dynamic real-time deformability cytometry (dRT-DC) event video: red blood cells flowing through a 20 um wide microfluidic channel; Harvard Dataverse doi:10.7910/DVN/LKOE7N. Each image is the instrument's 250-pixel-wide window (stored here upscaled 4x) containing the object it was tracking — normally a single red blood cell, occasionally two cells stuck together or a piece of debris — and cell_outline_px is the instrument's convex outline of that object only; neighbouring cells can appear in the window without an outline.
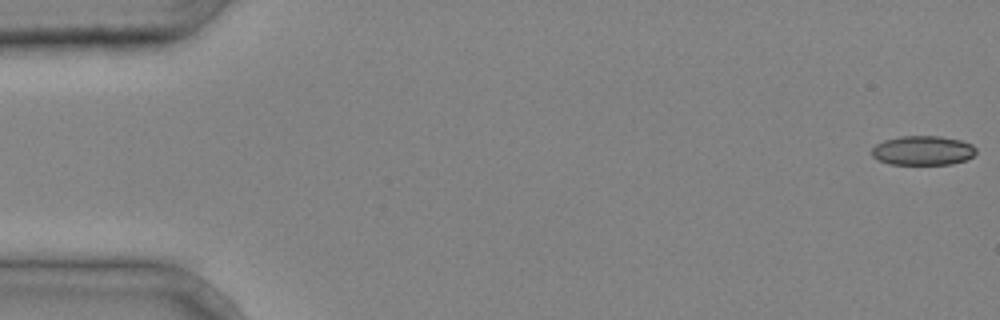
{"species": "common noctule bat (a hibernating species)", "species_latin": "Nyctalus noctula", "temperature_condition": "cold", "stored_images_in_passage": 41, "camera_frame_rate_fps": 3000, "um_per_image_px": 0.085, "animal": {"sex": "male", "body_mass_g": 20.4}, "frame": {"image": 1, "passage_image": 1, "time_ms": 0.0, "image_size_px": [1000, 320], "cell_outline_px": [[976, 152], [972, 156], [964, 160], [952, 164], [888, 164], [876, 160], [872, 156], [872, 148], [876, 144], [884, 140], [900, 136], [940, 136], [960, 140], [972, 144], [976, 148]], "centroid_in_image_um": [78.41, 12.79], "position_along_channel_um": 6.6, "area_um2": 17.92}}
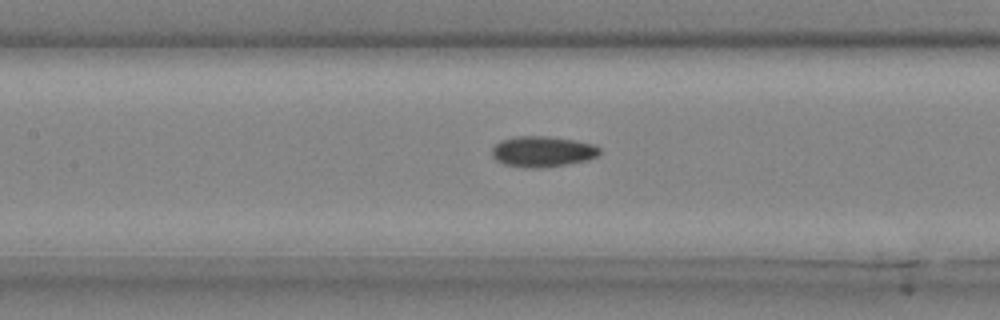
{"frame": {"image": 2, "passage_image": 20, "time_ms": 6.333, "image_size_px": [1000, 320], "cell_outline_px": [[600, 152], [596, 156], [588, 160], [540, 168], [528, 168], [504, 164], [496, 160], [492, 156], [492, 148], [500, 140], [516, 136], [544, 136], [572, 140], [596, 144], [600, 148]], "centroid_in_image_um": [46.1, 12.88], "position_along_channel_um": 161.3, "area_um2": 19.19}}
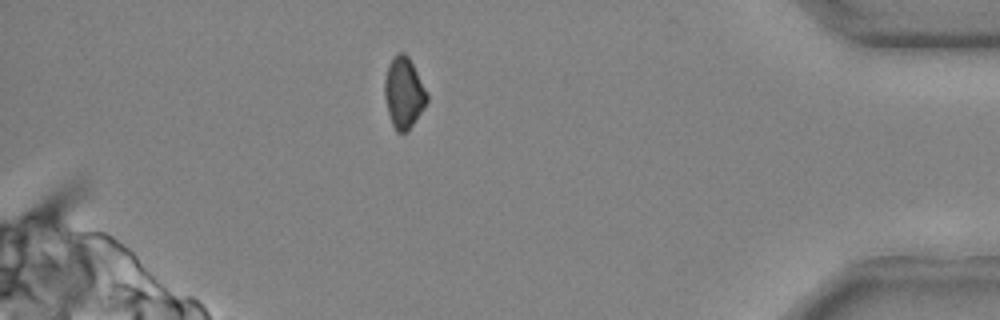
{"frame": {"image": 3, "passage_image": 38, "time_ms": 12.333, "image_size_px": [1000, 320], "cell_outline_px": [[428, 100], [424, 108], [408, 132], [396, 132], [392, 124], [388, 112], [384, 96], [384, 80], [388, 64], [396, 52], [404, 52], [408, 56], [428, 92]], "centroid_in_image_um": [34.32, 7.88], "position_along_channel_um": 400.9, "area_um2": 17.74}}